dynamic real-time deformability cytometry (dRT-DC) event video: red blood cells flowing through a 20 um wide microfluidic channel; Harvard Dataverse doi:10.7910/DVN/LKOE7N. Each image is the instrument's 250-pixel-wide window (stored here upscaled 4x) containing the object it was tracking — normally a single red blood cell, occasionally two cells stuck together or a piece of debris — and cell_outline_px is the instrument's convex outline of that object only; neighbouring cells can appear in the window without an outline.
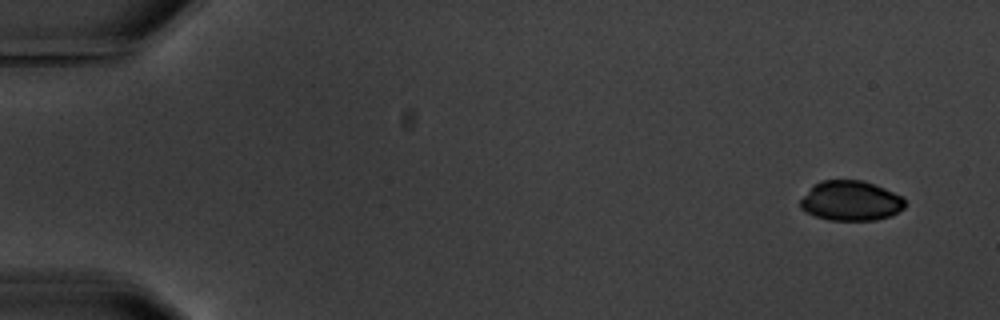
{"species": "common noctule bat (a hibernating species)", "species_latin": "Nyctalus noctula", "temperature_condition": "warm", "stored_images_in_passage": 6, "camera_frame_rate_fps": 3000, "um_per_image_px": 0.085, "animal": {"sex": "male", "body_mass_g": 20.1, "forearm_length_mm": 53.5}, "frame": {"image": 1, "passage_image": 1, "time_ms": 0.0, "image_size_px": [1000, 320], "cell_outline_px": [[904, 208], [892, 216], [876, 220], [828, 220], [804, 212], [800, 208], [800, 200], [812, 184], [820, 180], [860, 180], [884, 188], [904, 196]], "centroid_in_image_um": [72.29, 17.07], "position_along_channel_um": 12.7, "area_um2": 24.57}}
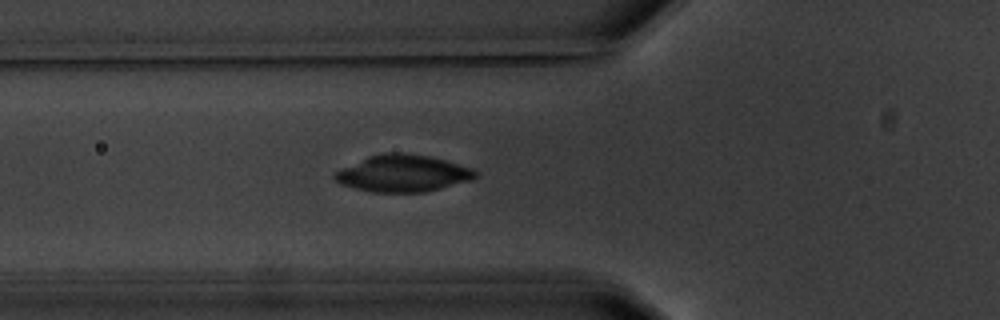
{"frame": {"image": 2, "passage_image": 6, "time_ms": 6.0, "image_size_px": [1000, 320], "cell_outline_px": [[476, 176], [472, 180], [424, 192], [372, 192], [340, 184], [332, 176], [340, 168], [368, 156], [384, 152], [404, 152], [428, 156], [444, 160], [472, 168], [476, 172]], "centroid_in_image_um": [34.21, 14.73], "position_along_channel_um": 91.6, "area_um2": 30.11}}